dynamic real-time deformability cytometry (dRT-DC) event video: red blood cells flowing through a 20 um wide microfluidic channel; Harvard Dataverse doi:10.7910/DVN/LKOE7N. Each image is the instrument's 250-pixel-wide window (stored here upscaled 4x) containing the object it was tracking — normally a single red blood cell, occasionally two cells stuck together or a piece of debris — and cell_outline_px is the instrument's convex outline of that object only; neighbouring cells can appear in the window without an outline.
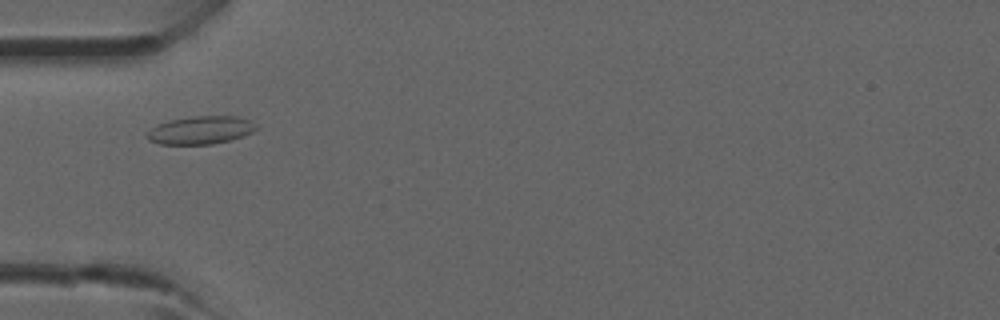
{"species": "common noctule bat (a hibernating species)", "species_latin": "Nyctalus noctula", "temperature_condition": "room temperature", "stored_images_in_passage": 2, "camera_frame_rate_fps": 3000, "um_per_image_px": 0.085, "animal": {"sex": "male", "forearm_length_mm": 52.5}, "frame": {"image": 1, "passage_image": 1, "time_ms": 0.0, "image_size_px": [1000, 320], "cell_outline_px": [[256, 128], [252, 132], [244, 136], [212, 144], [160, 144], [148, 140], [144, 136], [156, 124], [172, 120], [192, 116], [236, 116], [248, 120], [256, 124]], "centroid_in_image_um": [17.02, 11.06], "position_along_channel_um": 68.0, "area_um2": 17.69}}
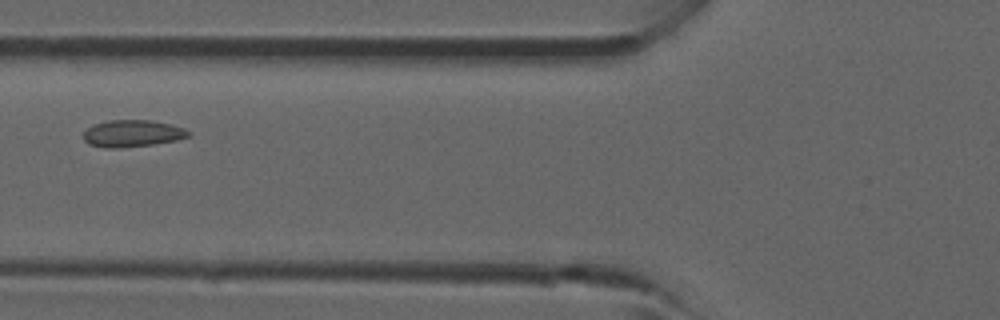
{"frame": {"image": 2, "passage_image": 2, "time_ms": 1.0, "image_size_px": [1000, 320], "cell_outline_px": [[192, 136], [176, 140], [152, 144], [120, 148], [108, 148], [88, 144], [84, 140], [84, 132], [88, 128], [96, 124], [108, 120], [152, 120], [172, 124], [184, 128], [192, 132]], "centroid_in_image_um": [11.31, 11.34], "position_along_channel_um": 114.5, "area_um2": 16.53}}